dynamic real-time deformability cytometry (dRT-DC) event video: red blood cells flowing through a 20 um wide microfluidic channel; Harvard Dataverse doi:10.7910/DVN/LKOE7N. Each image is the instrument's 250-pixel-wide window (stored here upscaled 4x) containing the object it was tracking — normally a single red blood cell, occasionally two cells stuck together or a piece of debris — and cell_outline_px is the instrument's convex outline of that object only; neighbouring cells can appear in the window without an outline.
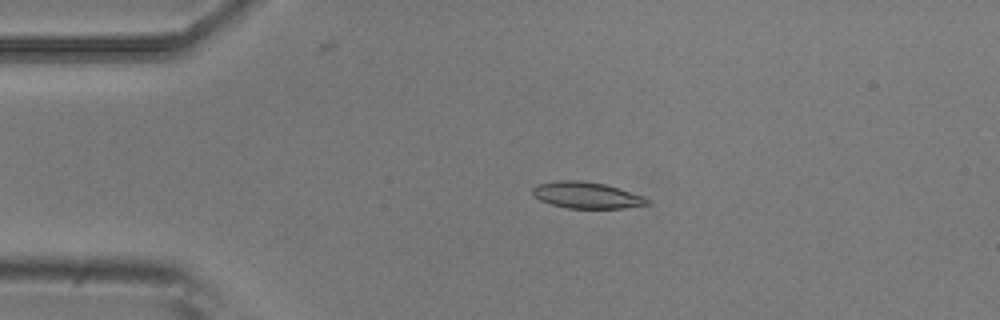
{"species": "common noctule bat (a hibernating species)", "species_latin": "Nyctalus noctula", "temperature_condition": "room temperature", "stored_images_in_passage": 3, "camera_frame_rate_fps": 3000, "um_per_image_px": 0.085, "animal": {"sex": "male", "body_mass_g": 20.5, "forearm_length_mm": 52.5}, "frame": {"image": 1, "passage_image": 2, "time_ms": 0.333, "image_size_px": [1000, 320], "cell_outline_px": [[652, 204], [624, 208], [568, 208], [552, 204], [540, 200], [532, 196], [532, 188], [536, 184], [556, 180], [584, 180], [604, 184], [644, 196], [652, 200]], "centroid_in_image_um": [49.87, 16.58], "position_along_channel_um": 35.1, "area_um2": 17.86}}